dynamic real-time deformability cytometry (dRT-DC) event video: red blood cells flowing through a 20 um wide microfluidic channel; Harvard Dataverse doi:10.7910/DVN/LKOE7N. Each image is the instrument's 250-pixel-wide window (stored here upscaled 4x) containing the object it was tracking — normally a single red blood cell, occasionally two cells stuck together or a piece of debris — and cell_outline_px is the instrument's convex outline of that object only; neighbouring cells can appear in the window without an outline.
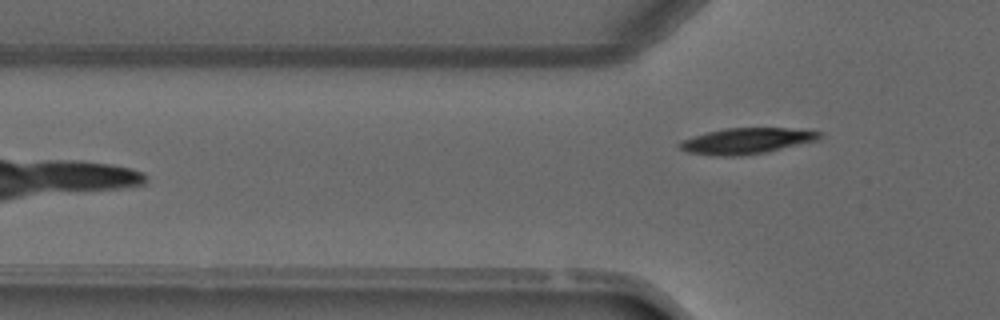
{"species": "common noctule bat (a hibernating species)", "species_latin": "Nyctalus noctula", "temperature_condition": "warm", "stored_images_in_passage": 5, "camera_frame_rate_fps": 3000, "um_per_image_px": 0.085, "animal": {"sex": "male", "forearm_length_mm": 52.5}, "frame": {"image": 1, "passage_image": 5, "time_ms": 4.667, "image_size_px": [1000, 320], "cell_outline_px": [[824, 136], [816, 140], [768, 152], [740, 156], [720, 156], [688, 152], [680, 148], [676, 144], [692, 136], [724, 128], [784, 128], [820, 132]], "centroid_in_image_um": [63.44, 11.98], "position_along_channel_um": 62.4, "area_um2": 20.92}}